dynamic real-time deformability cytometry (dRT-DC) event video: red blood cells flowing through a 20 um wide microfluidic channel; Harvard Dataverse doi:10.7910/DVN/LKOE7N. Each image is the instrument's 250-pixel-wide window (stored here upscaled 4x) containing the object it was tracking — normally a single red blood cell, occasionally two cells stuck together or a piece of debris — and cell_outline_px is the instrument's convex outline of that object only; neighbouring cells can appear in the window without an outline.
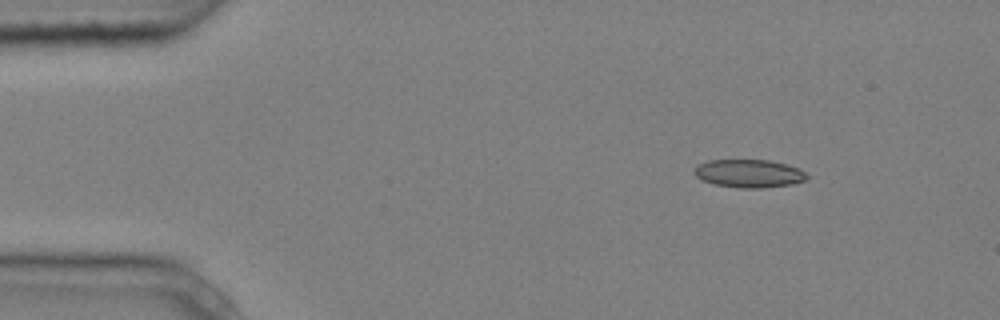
{"species": "common noctule bat (a hibernating species)", "species_latin": "Nyctalus noctula", "temperature_condition": "cold", "stored_images_in_passage": 3, "camera_frame_rate_fps": 3000, "um_per_image_px": 0.085, "animal": {"sex": "male", "body_mass_g": 20.4}, "frame": {"image": 1, "passage_image": 1, "time_ms": 0.0, "image_size_px": [1000, 320], "cell_outline_px": [[808, 176], [804, 180], [792, 184], [760, 188], [740, 188], [712, 184], [696, 176], [692, 172], [692, 168], [696, 164], [708, 160], [768, 160], [800, 168]], "centroid_in_image_um": [63.6, 14.74], "position_along_channel_um": 21.4, "area_um2": 18.5}}